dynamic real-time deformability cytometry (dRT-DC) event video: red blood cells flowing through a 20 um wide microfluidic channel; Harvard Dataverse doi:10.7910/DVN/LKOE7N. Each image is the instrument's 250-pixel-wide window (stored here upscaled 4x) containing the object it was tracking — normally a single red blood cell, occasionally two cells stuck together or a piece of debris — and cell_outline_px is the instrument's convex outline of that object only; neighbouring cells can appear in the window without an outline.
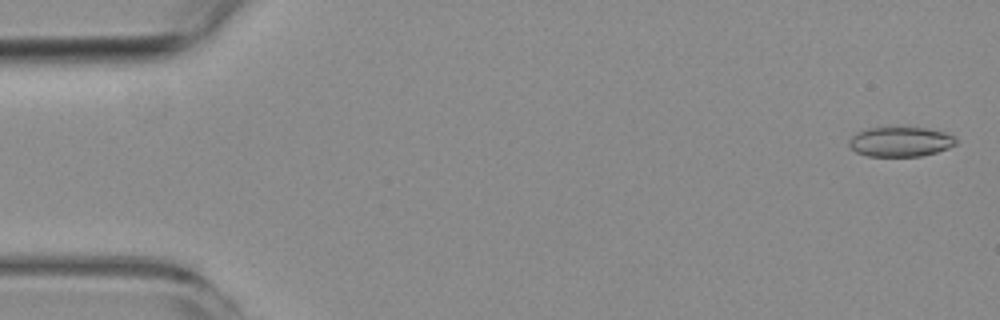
{"species": "common noctule bat (a hibernating species)", "species_latin": "Nyctalus noctula", "temperature_condition": "room temperature", "stored_images_in_passage": 4, "camera_frame_rate_fps": 3000, "um_per_image_px": 0.085, "animal": {"sex": "female", "body_mass_g": 19.3, "forearm_length_mm": 54.1}, "frame": {"image": 1, "passage_image": 1, "time_ms": 0.0, "image_size_px": [1000, 320], "cell_outline_px": [[956, 144], [948, 148], [936, 152], [920, 156], [868, 156], [856, 152], [848, 144], [848, 140], [852, 136], [868, 128], [928, 128], [944, 132], [956, 136]], "centroid_in_image_um": [76.56, 12.05], "position_along_channel_um": 8.4, "area_um2": 18.38}}
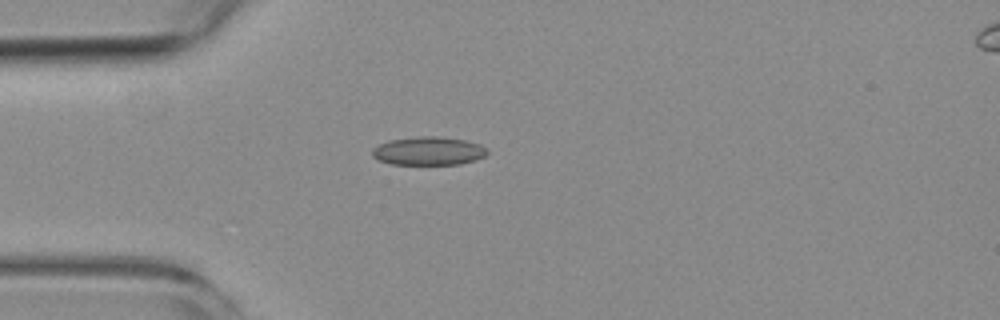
{"frame": {"image": 2, "passage_image": 4, "time_ms": 4.333, "image_size_px": [1000, 320], "cell_outline_px": [[488, 152], [484, 156], [476, 160], [460, 164], [392, 164], [376, 160], [372, 156], [372, 148], [388, 140], [416, 136], [436, 136], [464, 140], [480, 144], [488, 148]], "centroid_in_image_um": [36.41, 12.83], "position_along_channel_um": 48.6, "area_um2": 19.19}}